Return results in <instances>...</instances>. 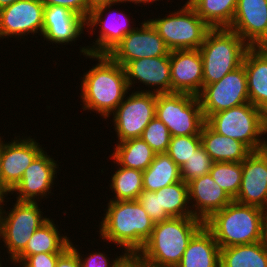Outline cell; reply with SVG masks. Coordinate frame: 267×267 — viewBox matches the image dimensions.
<instances>
[{
    "instance_id": "obj_4",
    "label": "cell",
    "mask_w": 267,
    "mask_h": 267,
    "mask_svg": "<svg viewBox=\"0 0 267 267\" xmlns=\"http://www.w3.org/2000/svg\"><path fill=\"white\" fill-rule=\"evenodd\" d=\"M264 215L261 208L233 200L215 212L204 225L212 232L219 247L227 248L262 241Z\"/></svg>"
},
{
    "instance_id": "obj_19",
    "label": "cell",
    "mask_w": 267,
    "mask_h": 267,
    "mask_svg": "<svg viewBox=\"0 0 267 267\" xmlns=\"http://www.w3.org/2000/svg\"><path fill=\"white\" fill-rule=\"evenodd\" d=\"M228 29L250 47H261L267 41V0H238Z\"/></svg>"
},
{
    "instance_id": "obj_6",
    "label": "cell",
    "mask_w": 267,
    "mask_h": 267,
    "mask_svg": "<svg viewBox=\"0 0 267 267\" xmlns=\"http://www.w3.org/2000/svg\"><path fill=\"white\" fill-rule=\"evenodd\" d=\"M206 123L217 133L236 139L251 151L265 149L267 115L250 102L211 114ZM265 139V140H264Z\"/></svg>"
},
{
    "instance_id": "obj_35",
    "label": "cell",
    "mask_w": 267,
    "mask_h": 267,
    "mask_svg": "<svg viewBox=\"0 0 267 267\" xmlns=\"http://www.w3.org/2000/svg\"><path fill=\"white\" fill-rule=\"evenodd\" d=\"M171 137L168 127L157 117H154L144 129L141 139H143L155 153H166Z\"/></svg>"
},
{
    "instance_id": "obj_17",
    "label": "cell",
    "mask_w": 267,
    "mask_h": 267,
    "mask_svg": "<svg viewBox=\"0 0 267 267\" xmlns=\"http://www.w3.org/2000/svg\"><path fill=\"white\" fill-rule=\"evenodd\" d=\"M58 168L57 161L43 150L24 171L21 181L11 194L17 193V201L39 202V198H47L54 185Z\"/></svg>"
},
{
    "instance_id": "obj_2",
    "label": "cell",
    "mask_w": 267,
    "mask_h": 267,
    "mask_svg": "<svg viewBox=\"0 0 267 267\" xmlns=\"http://www.w3.org/2000/svg\"><path fill=\"white\" fill-rule=\"evenodd\" d=\"M104 216L98 231L102 240L124 248L126 253H138L155 224L138 200H109Z\"/></svg>"
},
{
    "instance_id": "obj_14",
    "label": "cell",
    "mask_w": 267,
    "mask_h": 267,
    "mask_svg": "<svg viewBox=\"0 0 267 267\" xmlns=\"http://www.w3.org/2000/svg\"><path fill=\"white\" fill-rule=\"evenodd\" d=\"M115 4H109L106 6L99 7L93 10L88 19L86 20V26L92 32L96 29L95 27L99 26L101 29L97 40H94V45L92 46H84L80 48V52L86 56L87 54H108L129 32L134 30L136 27H132L129 23L130 20L126 17L128 15L123 14V12L117 11V9L113 11H109L108 16L106 18H102L104 12L107 9H111V6ZM119 14H117V13ZM115 13V14H114ZM111 14V15H110ZM115 16L114 18L111 16ZM121 15V18H120ZM123 17V19H122ZM116 18V19H115ZM121 19V20H120ZM129 22V23H128ZM94 29V30H93Z\"/></svg>"
},
{
    "instance_id": "obj_29",
    "label": "cell",
    "mask_w": 267,
    "mask_h": 267,
    "mask_svg": "<svg viewBox=\"0 0 267 267\" xmlns=\"http://www.w3.org/2000/svg\"><path fill=\"white\" fill-rule=\"evenodd\" d=\"M142 181L144 190L158 191L182 181L180 167L167 153H156L152 163L143 171Z\"/></svg>"
},
{
    "instance_id": "obj_16",
    "label": "cell",
    "mask_w": 267,
    "mask_h": 267,
    "mask_svg": "<svg viewBox=\"0 0 267 267\" xmlns=\"http://www.w3.org/2000/svg\"><path fill=\"white\" fill-rule=\"evenodd\" d=\"M17 137L7 143L1 138L2 183L10 192L21 181L24 171L44 149L30 136L24 139Z\"/></svg>"
},
{
    "instance_id": "obj_34",
    "label": "cell",
    "mask_w": 267,
    "mask_h": 267,
    "mask_svg": "<svg viewBox=\"0 0 267 267\" xmlns=\"http://www.w3.org/2000/svg\"><path fill=\"white\" fill-rule=\"evenodd\" d=\"M201 145L200 135L175 136L171 137L166 153L181 167L188 162V159Z\"/></svg>"
},
{
    "instance_id": "obj_20",
    "label": "cell",
    "mask_w": 267,
    "mask_h": 267,
    "mask_svg": "<svg viewBox=\"0 0 267 267\" xmlns=\"http://www.w3.org/2000/svg\"><path fill=\"white\" fill-rule=\"evenodd\" d=\"M124 69L129 91L135 82H141L153 90L144 88L139 92L171 93L170 55L132 60L124 66Z\"/></svg>"
},
{
    "instance_id": "obj_36",
    "label": "cell",
    "mask_w": 267,
    "mask_h": 267,
    "mask_svg": "<svg viewBox=\"0 0 267 267\" xmlns=\"http://www.w3.org/2000/svg\"><path fill=\"white\" fill-rule=\"evenodd\" d=\"M213 163L214 161L201 145L188 159V162L180 167L182 180L187 183L192 179L208 174Z\"/></svg>"
},
{
    "instance_id": "obj_24",
    "label": "cell",
    "mask_w": 267,
    "mask_h": 267,
    "mask_svg": "<svg viewBox=\"0 0 267 267\" xmlns=\"http://www.w3.org/2000/svg\"><path fill=\"white\" fill-rule=\"evenodd\" d=\"M220 247L203 225L191 238L176 267H220Z\"/></svg>"
},
{
    "instance_id": "obj_46",
    "label": "cell",
    "mask_w": 267,
    "mask_h": 267,
    "mask_svg": "<svg viewBox=\"0 0 267 267\" xmlns=\"http://www.w3.org/2000/svg\"><path fill=\"white\" fill-rule=\"evenodd\" d=\"M156 1H159V0H120V3H119V5L121 4V3H124L125 2V4H126V2H131V3H134L135 5L136 4H142L143 3V5H145V4H150V3H153V2H156Z\"/></svg>"
},
{
    "instance_id": "obj_31",
    "label": "cell",
    "mask_w": 267,
    "mask_h": 267,
    "mask_svg": "<svg viewBox=\"0 0 267 267\" xmlns=\"http://www.w3.org/2000/svg\"><path fill=\"white\" fill-rule=\"evenodd\" d=\"M158 196L159 212H166L170 217L193 216L188 194V184L179 181L155 191Z\"/></svg>"
},
{
    "instance_id": "obj_9",
    "label": "cell",
    "mask_w": 267,
    "mask_h": 267,
    "mask_svg": "<svg viewBox=\"0 0 267 267\" xmlns=\"http://www.w3.org/2000/svg\"><path fill=\"white\" fill-rule=\"evenodd\" d=\"M155 117L172 137L200 135L206 122L198 97L185 93L157 94Z\"/></svg>"
},
{
    "instance_id": "obj_42",
    "label": "cell",
    "mask_w": 267,
    "mask_h": 267,
    "mask_svg": "<svg viewBox=\"0 0 267 267\" xmlns=\"http://www.w3.org/2000/svg\"><path fill=\"white\" fill-rule=\"evenodd\" d=\"M116 267H153L139 253H126Z\"/></svg>"
},
{
    "instance_id": "obj_49",
    "label": "cell",
    "mask_w": 267,
    "mask_h": 267,
    "mask_svg": "<svg viewBox=\"0 0 267 267\" xmlns=\"http://www.w3.org/2000/svg\"><path fill=\"white\" fill-rule=\"evenodd\" d=\"M194 0H187L185 4H191Z\"/></svg>"
},
{
    "instance_id": "obj_37",
    "label": "cell",
    "mask_w": 267,
    "mask_h": 267,
    "mask_svg": "<svg viewBox=\"0 0 267 267\" xmlns=\"http://www.w3.org/2000/svg\"><path fill=\"white\" fill-rule=\"evenodd\" d=\"M137 200L154 223L170 218L166 212H159L158 196L155 192L143 189Z\"/></svg>"
},
{
    "instance_id": "obj_15",
    "label": "cell",
    "mask_w": 267,
    "mask_h": 267,
    "mask_svg": "<svg viewBox=\"0 0 267 267\" xmlns=\"http://www.w3.org/2000/svg\"><path fill=\"white\" fill-rule=\"evenodd\" d=\"M239 204L267 210V149L252 151L242 162V180L237 196Z\"/></svg>"
},
{
    "instance_id": "obj_8",
    "label": "cell",
    "mask_w": 267,
    "mask_h": 267,
    "mask_svg": "<svg viewBox=\"0 0 267 267\" xmlns=\"http://www.w3.org/2000/svg\"><path fill=\"white\" fill-rule=\"evenodd\" d=\"M181 7L164 18H153L148 21L170 51L199 49L211 28L197 15L190 4Z\"/></svg>"
},
{
    "instance_id": "obj_7",
    "label": "cell",
    "mask_w": 267,
    "mask_h": 267,
    "mask_svg": "<svg viewBox=\"0 0 267 267\" xmlns=\"http://www.w3.org/2000/svg\"><path fill=\"white\" fill-rule=\"evenodd\" d=\"M4 202L5 199L0 202V240L13 261L25 249L33 233L49 218L42 216L37 202L16 200L9 211L3 209Z\"/></svg>"
},
{
    "instance_id": "obj_22",
    "label": "cell",
    "mask_w": 267,
    "mask_h": 267,
    "mask_svg": "<svg viewBox=\"0 0 267 267\" xmlns=\"http://www.w3.org/2000/svg\"><path fill=\"white\" fill-rule=\"evenodd\" d=\"M86 27V19L63 6H44L42 37L57 44L75 42Z\"/></svg>"
},
{
    "instance_id": "obj_47",
    "label": "cell",
    "mask_w": 267,
    "mask_h": 267,
    "mask_svg": "<svg viewBox=\"0 0 267 267\" xmlns=\"http://www.w3.org/2000/svg\"><path fill=\"white\" fill-rule=\"evenodd\" d=\"M19 0H0V9L7 7Z\"/></svg>"
},
{
    "instance_id": "obj_38",
    "label": "cell",
    "mask_w": 267,
    "mask_h": 267,
    "mask_svg": "<svg viewBox=\"0 0 267 267\" xmlns=\"http://www.w3.org/2000/svg\"><path fill=\"white\" fill-rule=\"evenodd\" d=\"M70 246L77 252L79 255V259L81 262V267H116L117 263L120 261V259L126 254L124 252L122 255L115 258V260H111L109 262V257L107 259V256H105V253L102 252H92L89 253L88 257L82 258L80 255L81 253L78 252L77 248L72 244L70 241Z\"/></svg>"
},
{
    "instance_id": "obj_45",
    "label": "cell",
    "mask_w": 267,
    "mask_h": 267,
    "mask_svg": "<svg viewBox=\"0 0 267 267\" xmlns=\"http://www.w3.org/2000/svg\"><path fill=\"white\" fill-rule=\"evenodd\" d=\"M263 244L267 247V210L263 218Z\"/></svg>"
},
{
    "instance_id": "obj_30",
    "label": "cell",
    "mask_w": 267,
    "mask_h": 267,
    "mask_svg": "<svg viewBox=\"0 0 267 267\" xmlns=\"http://www.w3.org/2000/svg\"><path fill=\"white\" fill-rule=\"evenodd\" d=\"M238 0H194L190 5L210 28H228Z\"/></svg>"
},
{
    "instance_id": "obj_11",
    "label": "cell",
    "mask_w": 267,
    "mask_h": 267,
    "mask_svg": "<svg viewBox=\"0 0 267 267\" xmlns=\"http://www.w3.org/2000/svg\"><path fill=\"white\" fill-rule=\"evenodd\" d=\"M205 120L214 113L249 102L246 71L243 65L220 81L203 86L197 96Z\"/></svg>"
},
{
    "instance_id": "obj_10",
    "label": "cell",
    "mask_w": 267,
    "mask_h": 267,
    "mask_svg": "<svg viewBox=\"0 0 267 267\" xmlns=\"http://www.w3.org/2000/svg\"><path fill=\"white\" fill-rule=\"evenodd\" d=\"M157 94L139 92L126 99L112 113L118 143L131 138H141L144 129L155 117Z\"/></svg>"
},
{
    "instance_id": "obj_33",
    "label": "cell",
    "mask_w": 267,
    "mask_h": 267,
    "mask_svg": "<svg viewBox=\"0 0 267 267\" xmlns=\"http://www.w3.org/2000/svg\"><path fill=\"white\" fill-rule=\"evenodd\" d=\"M209 174L234 199L242 180V162H214Z\"/></svg>"
},
{
    "instance_id": "obj_44",
    "label": "cell",
    "mask_w": 267,
    "mask_h": 267,
    "mask_svg": "<svg viewBox=\"0 0 267 267\" xmlns=\"http://www.w3.org/2000/svg\"><path fill=\"white\" fill-rule=\"evenodd\" d=\"M1 168H2V161H1V136H0V202L5 199V196L10 193V191L3 185L2 183V176H1Z\"/></svg>"
},
{
    "instance_id": "obj_25",
    "label": "cell",
    "mask_w": 267,
    "mask_h": 267,
    "mask_svg": "<svg viewBox=\"0 0 267 267\" xmlns=\"http://www.w3.org/2000/svg\"><path fill=\"white\" fill-rule=\"evenodd\" d=\"M200 136L202 146L214 162H243L252 152L241 141L215 132L206 122Z\"/></svg>"
},
{
    "instance_id": "obj_5",
    "label": "cell",
    "mask_w": 267,
    "mask_h": 267,
    "mask_svg": "<svg viewBox=\"0 0 267 267\" xmlns=\"http://www.w3.org/2000/svg\"><path fill=\"white\" fill-rule=\"evenodd\" d=\"M250 46L228 28H211L199 48L203 62V86L220 81L243 64Z\"/></svg>"
},
{
    "instance_id": "obj_3",
    "label": "cell",
    "mask_w": 267,
    "mask_h": 267,
    "mask_svg": "<svg viewBox=\"0 0 267 267\" xmlns=\"http://www.w3.org/2000/svg\"><path fill=\"white\" fill-rule=\"evenodd\" d=\"M204 222L194 216L170 217L154 224L151 237L138 252L153 267H176Z\"/></svg>"
},
{
    "instance_id": "obj_21",
    "label": "cell",
    "mask_w": 267,
    "mask_h": 267,
    "mask_svg": "<svg viewBox=\"0 0 267 267\" xmlns=\"http://www.w3.org/2000/svg\"><path fill=\"white\" fill-rule=\"evenodd\" d=\"M187 184L192 214L203 222L233 201L209 173L192 179Z\"/></svg>"
},
{
    "instance_id": "obj_18",
    "label": "cell",
    "mask_w": 267,
    "mask_h": 267,
    "mask_svg": "<svg viewBox=\"0 0 267 267\" xmlns=\"http://www.w3.org/2000/svg\"><path fill=\"white\" fill-rule=\"evenodd\" d=\"M171 93L198 96L203 88V62L199 49L170 51Z\"/></svg>"
},
{
    "instance_id": "obj_32",
    "label": "cell",
    "mask_w": 267,
    "mask_h": 267,
    "mask_svg": "<svg viewBox=\"0 0 267 267\" xmlns=\"http://www.w3.org/2000/svg\"><path fill=\"white\" fill-rule=\"evenodd\" d=\"M110 179V189L114 192L111 201L137 200L143 191V171L117 165Z\"/></svg>"
},
{
    "instance_id": "obj_41",
    "label": "cell",
    "mask_w": 267,
    "mask_h": 267,
    "mask_svg": "<svg viewBox=\"0 0 267 267\" xmlns=\"http://www.w3.org/2000/svg\"><path fill=\"white\" fill-rule=\"evenodd\" d=\"M55 267H81L77 252L69 246L59 257Z\"/></svg>"
},
{
    "instance_id": "obj_48",
    "label": "cell",
    "mask_w": 267,
    "mask_h": 267,
    "mask_svg": "<svg viewBox=\"0 0 267 267\" xmlns=\"http://www.w3.org/2000/svg\"><path fill=\"white\" fill-rule=\"evenodd\" d=\"M261 47L267 52V41Z\"/></svg>"
},
{
    "instance_id": "obj_28",
    "label": "cell",
    "mask_w": 267,
    "mask_h": 267,
    "mask_svg": "<svg viewBox=\"0 0 267 267\" xmlns=\"http://www.w3.org/2000/svg\"><path fill=\"white\" fill-rule=\"evenodd\" d=\"M220 267H267L263 241L220 249Z\"/></svg>"
},
{
    "instance_id": "obj_27",
    "label": "cell",
    "mask_w": 267,
    "mask_h": 267,
    "mask_svg": "<svg viewBox=\"0 0 267 267\" xmlns=\"http://www.w3.org/2000/svg\"><path fill=\"white\" fill-rule=\"evenodd\" d=\"M111 154L113 163L126 168L144 171L152 163L156 153L141 138H131L116 143Z\"/></svg>"
},
{
    "instance_id": "obj_43",
    "label": "cell",
    "mask_w": 267,
    "mask_h": 267,
    "mask_svg": "<svg viewBox=\"0 0 267 267\" xmlns=\"http://www.w3.org/2000/svg\"><path fill=\"white\" fill-rule=\"evenodd\" d=\"M115 3H120V0H87V4H88V17L90 15V13L102 6H106L109 4H115Z\"/></svg>"
},
{
    "instance_id": "obj_26",
    "label": "cell",
    "mask_w": 267,
    "mask_h": 267,
    "mask_svg": "<svg viewBox=\"0 0 267 267\" xmlns=\"http://www.w3.org/2000/svg\"><path fill=\"white\" fill-rule=\"evenodd\" d=\"M52 219L43 223L31 236L25 249L13 260V265L20 264L27 256L38 253H63L70 246L69 237L61 235Z\"/></svg>"
},
{
    "instance_id": "obj_13",
    "label": "cell",
    "mask_w": 267,
    "mask_h": 267,
    "mask_svg": "<svg viewBox=\"0 0 267 267\" xmlns=\"http://www.w3.org/2000/svg\"><path fill=\"white\" fill-rule=\"evenodd\" d=\"M44 4L41 0H19L0 9V39L39 33L42 36Z\"/></svg>"
},
{
    "instance_id": "obj_1",
    "label": "cell",
    "mask_w": 267,
    "mask_h": 267,
    "mask_svg": "<svg viewBox=\"0 0 267 267\" xmlns=\"http://www.w3.org/2000/svg\"><path fill=\"white\" fill-rule=\"evenodd\" d=\"M87 57L99 63L81 77L82 108L95 111L106 120L129 94L125 69L108 54L89 53Z\"/></svg>"
},
{
    "instance_id": "obj_12",
    "label": "cell",
    "mask_w": 267,
    "mask_h": 267,
    "mask_svg": "<svg viewBox=\"0 0 267 267\" xmlns=\"http://www.w3.org/2000/svg\"><path fill=\"white\" fill-rule=\"evenodd\" d=\"M108 55L124 67L132 60L168 56L170 50L152 24L145 20L140 28L129 32Z\"/></svg>"
},
{
    "instance_id": "obj_39",
    "label": "cell",
    "mask_w": 267,
    "mask_h": 267,
    "mask_svg": "<svg viewBox=\"0 0 267 267\" xmlns=\"http://www.w3.org/2000/svg\"><path fill=\"white\" fill-rule=\"evenodd\" d=\"M62 253H38L27 256L19 267H55L58 257Z\"/></svg>"
},
{
    "instance_id": "obj_40",
    "label": "cell",
    "mask_w": 267,
    "mask_h": 267,
    "mask_svg": "<svg viewBox=\"0 0 267 267\" xmlns=\"http://www.w3.org/2000/svg\"><path fill=\"white\" fill-rule=\"evenodd\" d=\"M44 6H63L88 19L87 0H41Z\"/></svg>"
},
{
    "instance_id": "obj_23",
    "label": "cell",
    "mask_w": 267,
    "mask_h": 267,
    "mask_svg": "<svg viewBox=\"0 0 267 267\" xmlns=\"http://www.w3.org/2000/svg\"><path fill=\"white\" fill-rule=\"evenodd\" d=\"M249 102L267 115V52L250 47L244 57Z\"/></svg>"
}]
</instances>
